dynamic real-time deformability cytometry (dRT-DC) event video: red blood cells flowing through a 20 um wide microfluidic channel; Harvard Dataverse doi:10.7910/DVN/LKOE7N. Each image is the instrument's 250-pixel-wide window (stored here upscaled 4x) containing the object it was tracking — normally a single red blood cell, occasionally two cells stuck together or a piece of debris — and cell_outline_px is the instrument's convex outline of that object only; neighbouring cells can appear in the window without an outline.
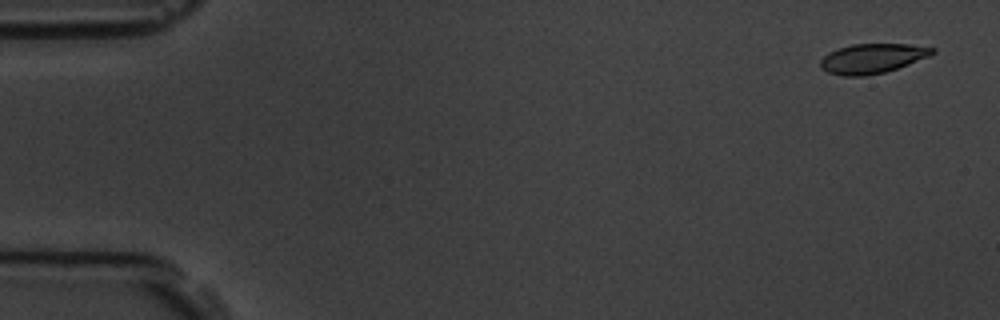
{"species": "common noctule bat (a hibernating species)", "species_latin": "Nyctalus noctula", "temperature_condition": "room temperature", "stored_images_in_passage": 4, "camera_frame_rate_fps": 3000, "um_per_image_px": 0.085, "animal": {"sex": "male", "body_mass_g": 19.5, "forearm_length_mm": 54.6}, "frame": {"image": 1, "passage_image": 1, "time_ms": 0.0, "image_size_px": [1000, 320], "cell_outline_px": [[936, 52], [928, 56], [908, 64], [884, 72], [864, 76], [844, 76], [828, 72], [820, 68], [820, 60], [828, 52], [852, 44], [908, 44], [936, 48]], "centroid_in_image_um": [74.12, 4.96], "position_along_channel_um": 10.9, "area_um2": 19.19}}
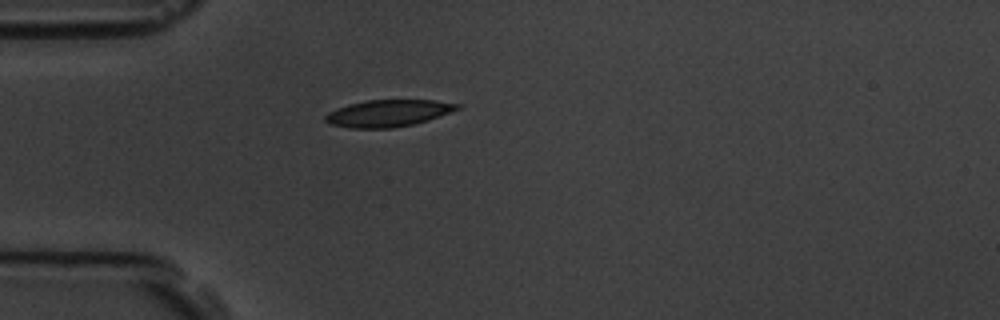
{"frame": {"image": 2, "passage_image": 4, "time_ms": 4.333, "image_size_px": [1000, 320], "cell_outline_px": [[460, 108], [428, 120], [412, 124], [392, 128], [348, 128], [328, 124], [324, 120], [324, 116], [328, 112], [336, 108], [348, 104], [368, 100], [432, 100], [460, 104]], "centroid_in_image_um": [32.92, 9.63], "position_along_channel_um": 52.1, "area_um2": 20.63}}